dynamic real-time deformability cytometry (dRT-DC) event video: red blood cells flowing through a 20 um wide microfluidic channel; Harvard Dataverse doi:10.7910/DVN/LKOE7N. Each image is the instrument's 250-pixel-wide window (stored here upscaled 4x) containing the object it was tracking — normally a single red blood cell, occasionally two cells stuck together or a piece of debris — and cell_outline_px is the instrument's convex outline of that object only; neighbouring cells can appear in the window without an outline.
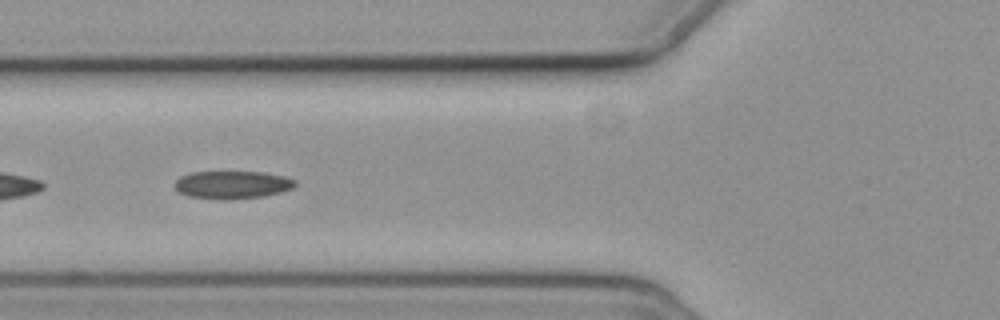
{"species": "common noctule bat (a hibernating species)", "species_latin": "Nyctalus noctula", "temperature_condition": "cold", "stored_images_in_passage": 7, "camera_frame_rate_fps": 3000, "um_per_image_px": 0.085, "animal": {"sex": "female", "body_mass_g": 19.3, "forearm_length_mm": 54.1}, "frame": {"image": 1, "passage_image": 7, "time_ms": 7.0, "image_size_px": [1000, 320], "cell_outline_px": [[296, 184], [292, 188], [280, 192], [264, 196], [228, 200], [224, 200], [188, 196], [180, 192], [172, 184], [180, 176], [192, 172], [264, 172], [284, 176], [296, 180]], "centroid_in_image_um": [19.73, 15.7], "position_along_channel_um": 106.1, "area_um2": 19.59}}